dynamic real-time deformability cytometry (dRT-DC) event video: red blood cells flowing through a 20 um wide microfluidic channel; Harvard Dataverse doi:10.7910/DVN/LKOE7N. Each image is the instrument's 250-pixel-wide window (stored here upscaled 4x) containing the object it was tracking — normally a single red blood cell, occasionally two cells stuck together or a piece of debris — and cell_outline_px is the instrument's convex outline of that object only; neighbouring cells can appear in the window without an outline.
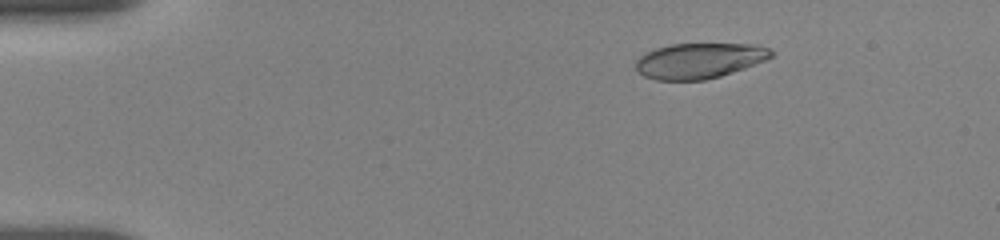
{"species": "human", "species_latin": "Homo sapiens", "temperature_condition": "room temperature", "stored_images_in_passage": 56, "camera_frame_rate_fps": 3000, "um_per_image_px": 0.085, "donor": {"sex": "female"}, "frame": {"image": 1, "passage_image": 9, "time_ms": 2.667, "image_size_px": [1000, 240], "cell_outline_px": [[776, 52], [772, 56], [764, 60], [744, 68], [720, 76], [704, 80], [656, 80], [644, 76], [636, 68], [636, 60], [640, 56], [656, 48], [672, 44], [756, 44], [768, 48]], "centroid_in_image_um": [59.45, 5.15], "position_along_channel_um": 25.6, "area_um2": 27.74}}
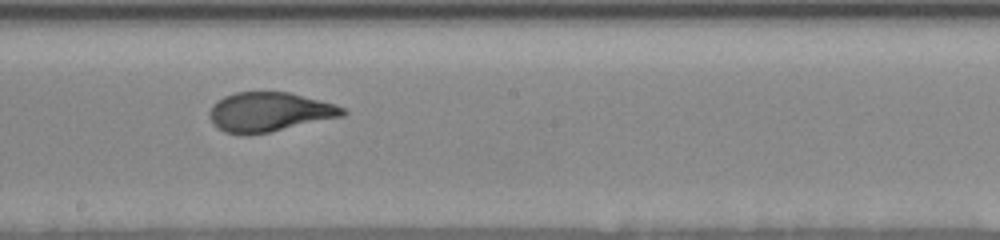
{"frame": {"image": 2, "passage_image": 32, "time_ms": 10.333, "image_size_px": [1000, 240], "cell_outline_px": [[348, 112], [344, 116], [268, 132], [248, 136], [240, 136], [224, 132], [216, 128], [212, 124], [208, 116], [208, 112], [212, 104], [216, 100], [224, 96], [236, 92], [288, 92], [336, 104], [344, 108]], "centroid_in_image_um": [22.83, 9.53], "position_along_channel_um": 225.4, "area_um2": 30.98}}
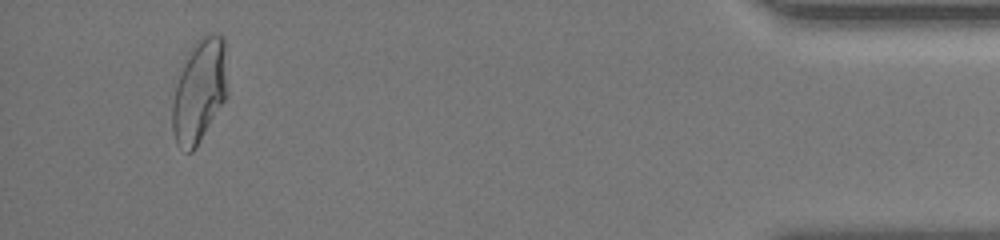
{"frame": {"image": 3, "passage_image": 53, "time_ms": 17.333, "image_size_px": [1000, 240], "cell_outline_px": [[228, 92], [224, 100], [200, 140], [192, 152], [188, 152], [176, 144], [172, 132], [172, 104], [176, 84], [180, 72], [188, 52], [196, 40], [200, 36], [208, 32], [212, 32], [224, 36]], "centroid_in_image_um": [16.95, 7.66], "position_along_channel_um": 418.3, "area_um2": 33.23}, "authors_computed_cell_mechanics": {"area_um2": 30.3739, "velocity_mm_per_s": 3.6529, "shape_relaxation_time_tau1_ms": 5.071, "shape_relaxation_time_tau2_ms": null, "deformation_change_tau1": 0.2105, "deformation_change_tau2": null}}